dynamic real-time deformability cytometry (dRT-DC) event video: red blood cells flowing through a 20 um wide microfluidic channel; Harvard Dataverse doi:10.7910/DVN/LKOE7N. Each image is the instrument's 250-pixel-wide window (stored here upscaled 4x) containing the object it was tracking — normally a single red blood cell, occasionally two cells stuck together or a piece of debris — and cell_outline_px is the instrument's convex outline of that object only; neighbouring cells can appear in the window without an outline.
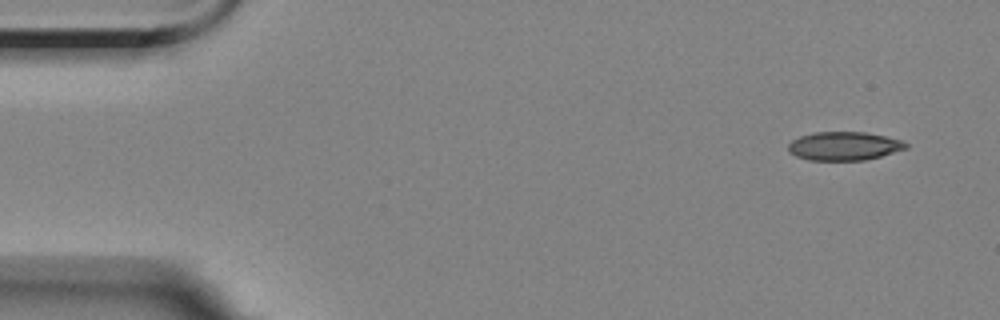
{"species": "Egyptian fruit bat (a non-hibernating species)", "species_latin": "Rousettus aegyptiacus", "temperature_condition": "room temperature", "stored_images_in_passage": 6, "camera_frame_rate_fps": 3000, "um_per_image_px": 0.085, "animal": {"sex": "female"}, "frame": {"image": 1, "passage_image": 1, "time_ms": 0.0, "image_size_px": [1000, 320], "cell_outline_px": [[908, 148], [880, 156], [864, 160], [808, 160], [796, 156], [788, 152], [788, 144], [792, 140], [800, 136], [812, 132], [864, 132], [884, 136], [900, 140], [908, 144]], "centroid_in_image_um": [71.71, 12.41], "position_along_channel_um": 13.3, "area_um2": 19.54}}
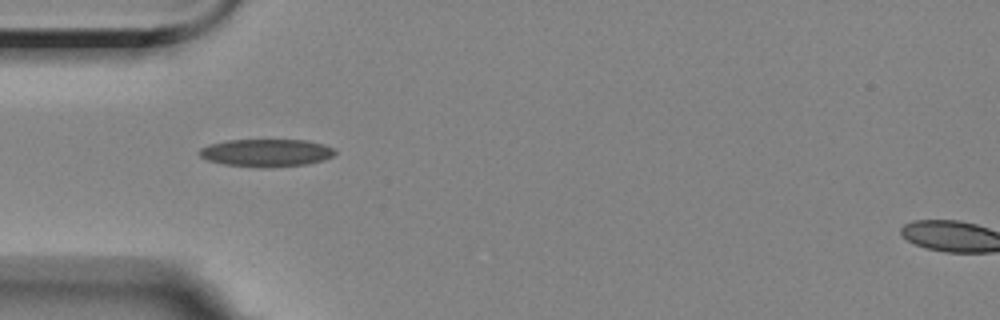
{"frame": {"image": 2, "passage_image": 5, "time_ms": 4.333, "image_size_px": [1000, 320], "cell_outline_px": [[336, 152], [332, 156], [324, 160], [308, 164], [272, 168], [260, 168], [220, 164], [208, 160], [200, 156], [196, 152], [200, 148], [208, 144], [228, 140], [304, 140], [324, 144], [336, 148]], "centroid_in_image_um": [22.62, 13.0], "position_along_channel_um": 62.4, "area_um2": 22.31}}
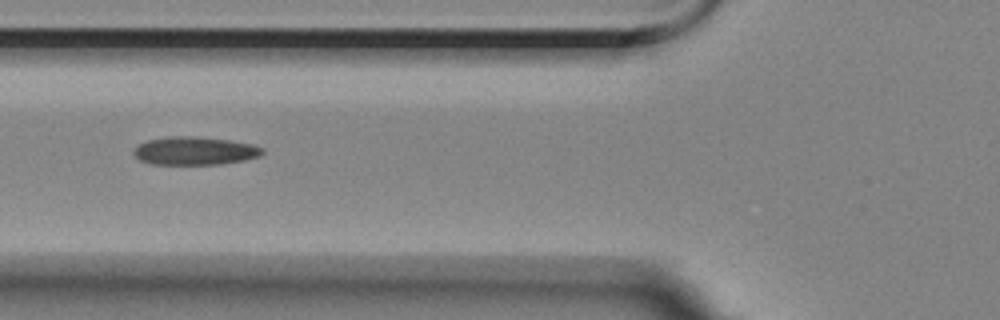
{"frame": {"image": 3, "passage_image": 6, "time_ms": 5.667, "image_size_px": [1000, 320], "cell_outline_px": [[264, 152], [260, 156], [244, 160], [220, 164], [152, 164], [140, 160], [132, 152], [136, 144], [148, 140], [168, 136], [196, 136], [228, 140], [252, 144], [264, 148]], "centroid_in_image_um": [16.54, 12.81], "position_along_channel_um": 109.3, "area_um2": 21.21}}